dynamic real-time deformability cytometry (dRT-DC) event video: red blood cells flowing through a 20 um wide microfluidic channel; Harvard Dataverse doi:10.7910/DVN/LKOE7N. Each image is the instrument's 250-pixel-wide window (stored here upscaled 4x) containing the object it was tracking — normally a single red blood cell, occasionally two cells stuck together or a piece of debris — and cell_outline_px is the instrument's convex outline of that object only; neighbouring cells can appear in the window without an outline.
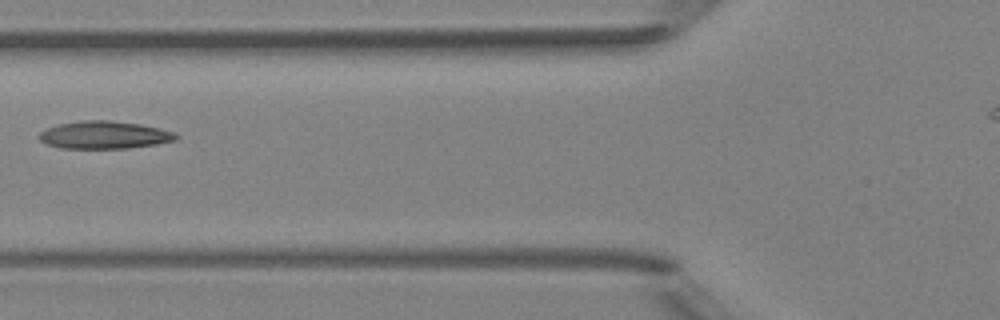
{"species": "Egyptian fruit bat (a non-hibernating species)", "species_latin": "Rousettus aegyptiacus", "temperature_condition": "room temperature", "stored_images_in_passage": 6, "camera_frame_rate_fps": 3000, "um_per_image_px": 0.085, "animal": {"sex": "female"}, "frame": {"image": 1, "passage_image": 5, "time_ms": 4.667, "image_size_px": [1000, 320], "cell_outline_px": [[180, 136], [176, 140], [156, 144], [128, 148], [60, 148], [48, 144], [40, 140], [40, 132], [48, 128], [60, 124], [80, 120], [108, 120], [140, 124], [160, 128], [172, 132]], "centroid_in_image_um": [8.89, 11.47], "position_along_channel_um": 116.9, "area_um2": 21.85}}
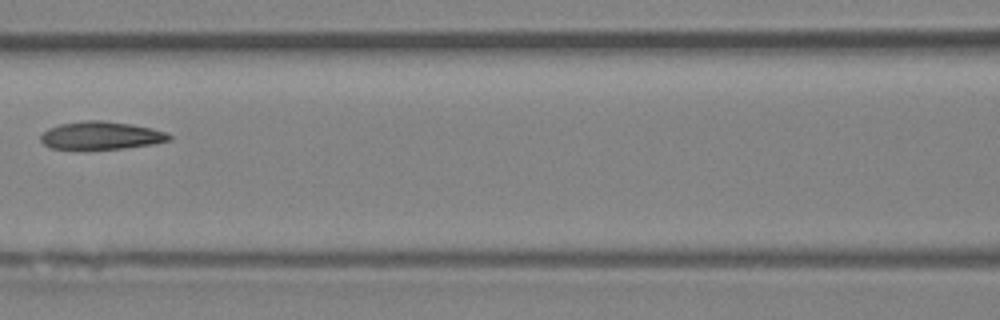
{"frame": {"image": 2, "passage_image": 6, "time_ms": 5.667, "image_size_px": [1000, 320], "cell_outline_px": [[172, 140], [152, 144], [124, 148], [52, 148], [44, 144], [40, 140], [40, 136], [48, 128], [60, 124], [84, 120], [104, 120], [132, 124], [152, 128], [164, 132], [172, 136]], "centroid_in_image_um": [8.61, 11.49], "position_along_channel_um": 158.0, "area_um2": 20.63}}